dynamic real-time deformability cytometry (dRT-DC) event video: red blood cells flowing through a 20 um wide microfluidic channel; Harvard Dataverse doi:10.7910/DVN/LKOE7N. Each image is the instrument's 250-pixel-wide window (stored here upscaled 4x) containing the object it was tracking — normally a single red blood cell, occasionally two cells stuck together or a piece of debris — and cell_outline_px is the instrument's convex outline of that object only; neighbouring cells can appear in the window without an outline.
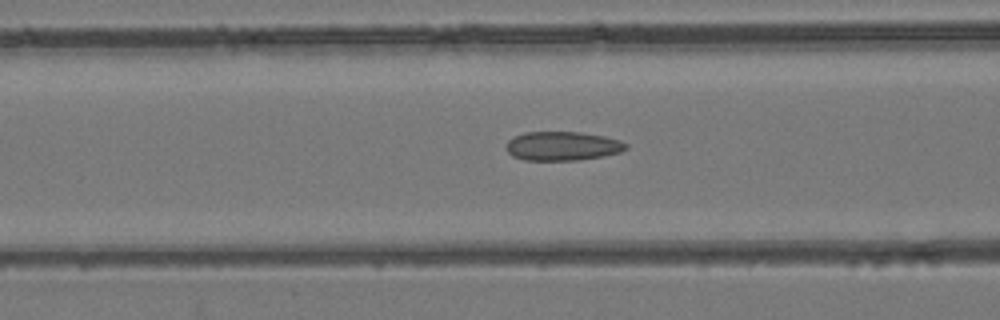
{"species": "common noctule bat (a hibernating species)", "species_latin": "Nyctalus noctula", "temperature_condition": "room temperature", "stored_images_in_passage": 26, "camera_frame_rate_fps": 3000, "um_per_image_px": 0.085, "animal": {"sex": "female", "body_mass_g": 24.6, "forearm_length_mm": 56.2}, "frame": {"image": 1, "passage_image": 5, "time_ms": 1.333, "image_size_px": [1000, 320], "cell_outline_px": [[628, 148], [620, 152], [604, 156], [580, 160], [524, 160], [512, 156], [504, 148], [508, 140], [512, 136], [524, 132], [580, 132], [604, 136], [620, 140], [628, 144]], "centroid_in_image_um": [47.79, 12.41], "position_along_channel_um": 118.8, "area_um2": 20.52}}
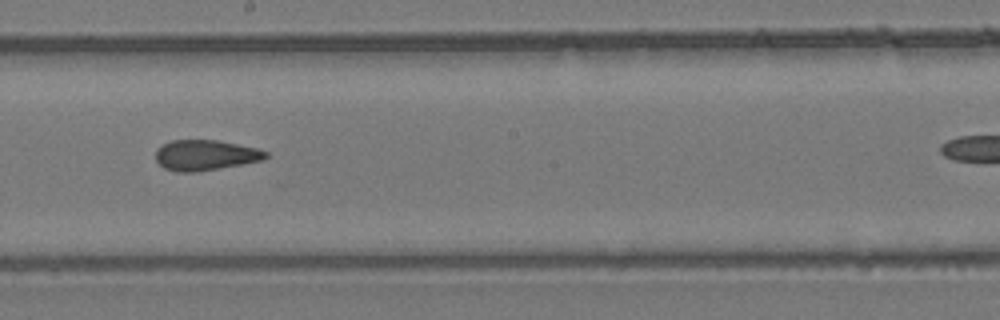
{"frame": {"image": 2, "passage_image": 13, "time_ms": 4.0, "image_size_px": [1000, 320], "cell_outline_px": [[268, 156], [264, 160], [244, 164], [196, 172], [176, 172], [164, 168], [156, 160], [156, 148], [172, 140], [216, 140], [260, 148], [268, 152]], "centroid_in_image_um": [17.49, 13.19], "position_along_channel_um": 230.7, "area_um2": 19.71}}
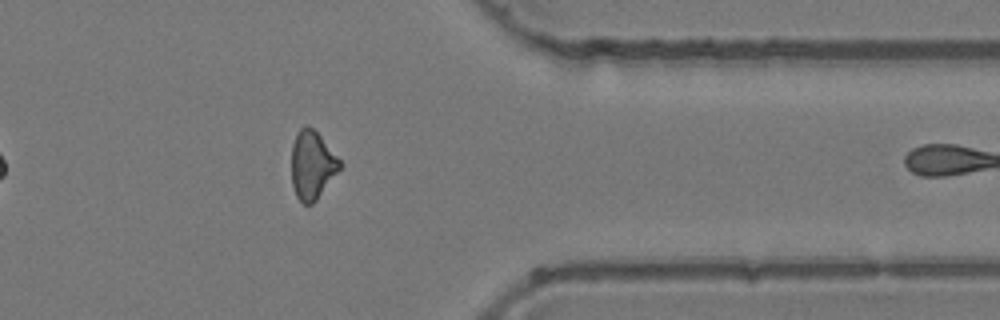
{"frame": {"image": 3, "passage_image": 25, "time_ms": 8.0, "image_size_px": [1000, 320], "cell_outline_px": [[344, 164], [316, 200], [312, 204], [304, 204], [296, 196], [292, 184], [292, 144], [300, 128], [304, 124], [308, 124], [320, 136]], "centroid_in_image_um": [26.54, 14.02], "position_along_channel_um": 384.9, "area_um2": 19.13}}